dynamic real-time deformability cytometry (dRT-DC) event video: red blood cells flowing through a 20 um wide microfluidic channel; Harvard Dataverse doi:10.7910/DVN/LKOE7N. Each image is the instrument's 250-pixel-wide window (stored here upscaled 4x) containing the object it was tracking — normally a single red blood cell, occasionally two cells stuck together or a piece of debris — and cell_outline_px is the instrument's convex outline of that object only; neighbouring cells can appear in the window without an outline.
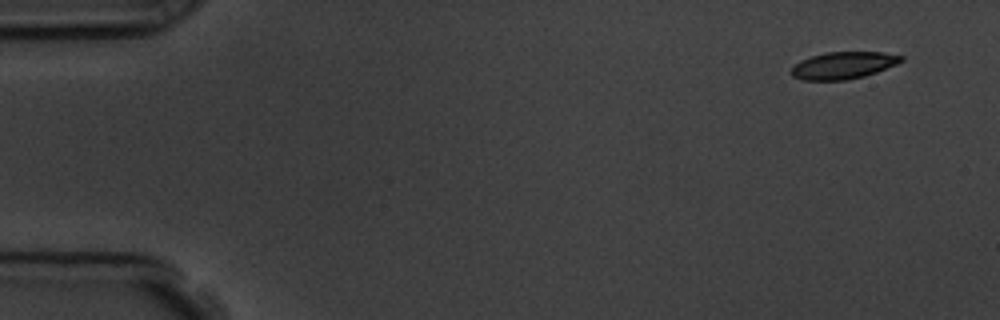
{"species": "common noctule bat (a hibernating species)", "species_latin": "Nyctalus noctula", "temperature_condition": "room temperature", "stored_images_in_passage": 5, "camera_frame_rate_fps": 3000, "um_per_image_px": 0.085, "animal": {"sex": "male", "body_mass_g": 19.5, "forearm_length_mm": 54.6}, "frame": {"image": 1, "passage_image": 1, "time_ms": 0.0, "image_size_px": [1000, 320], "cell_outline_px": [[904, 60], [896, 64], [876, 72], [864, 76], [848, 80], [800, 80], [792, 76], [788, 72], [800, 60], [812, 56], [828, 52], [884, 52], [904, 56]], "centroid_in_image_um": [71.66, 5.56], "position_along_channel_um": 13.3, "area_um2": 17.4}}
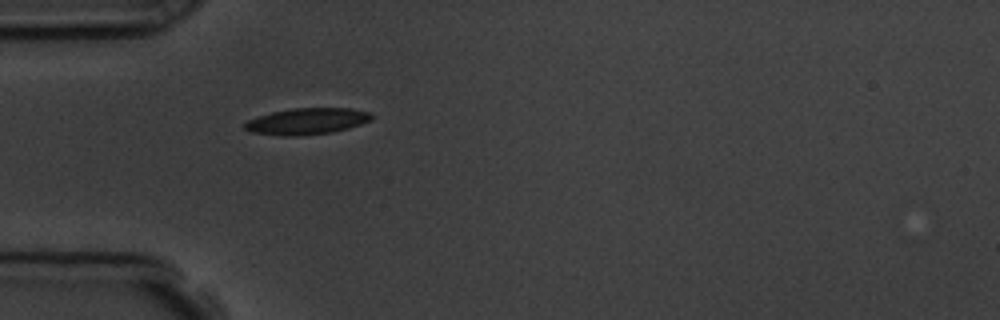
{"frame": {"image": 2, "passage_image": 5, "time_ms": 4.333, "image_size_px": [1000, 320], "cell_outline_px": [[376, 116], [372, 120], [348, 128], [332, 132], [296, 136], [284, 136], [252, 132], [244, 128], [244, 124], [248, 120], [272, 112], [292, 108], [352, 108], [372, 112]], "centroid_in_image_um": [26.16, 10.3], "position_along_channel_um": 58.8, "area_um2": 19.54}}